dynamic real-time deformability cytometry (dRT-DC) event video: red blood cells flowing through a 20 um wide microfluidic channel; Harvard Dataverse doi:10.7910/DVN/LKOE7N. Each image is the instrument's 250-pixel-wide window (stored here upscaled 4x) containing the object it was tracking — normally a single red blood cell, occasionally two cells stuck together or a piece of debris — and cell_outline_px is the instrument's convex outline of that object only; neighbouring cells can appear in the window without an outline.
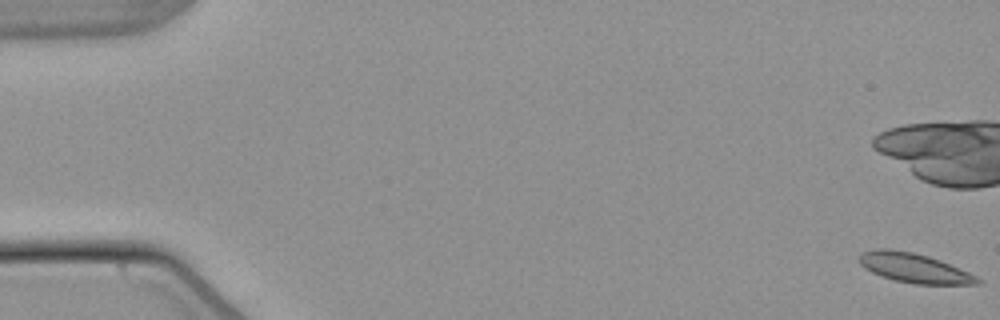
{"species": "common noctule bat (a hibernating species)", "species_latin": "Nyctalus noctula", "temperature_condition": "warm", "stored_images_in_passage": 16, "camera_frame_rate_fps": 3000, "um_per_image_px": 0.085, "animal": {"sex": "male", "body_mass_g": 21.5, "forearm_length_mm": 52.0}, "frame": {"image": 1, "passage_image": 1, "time_ms": 0.0, "image_size_px": [1000, 320], "cell_outline_px": [[980, 284], [916, 284], [892, 280], [880, 276], [864, 268], [860, 264], [860, 256], [864, 252], [876, 248], [888, 248], [912, 252], [928, 256], [940, 260], [968, 272], [976, 276], [980, 280]], "centroid_in_image_um": [77.68, 22.78], "position_along_channel_um": 7.3, "area_um2": 20.17}}